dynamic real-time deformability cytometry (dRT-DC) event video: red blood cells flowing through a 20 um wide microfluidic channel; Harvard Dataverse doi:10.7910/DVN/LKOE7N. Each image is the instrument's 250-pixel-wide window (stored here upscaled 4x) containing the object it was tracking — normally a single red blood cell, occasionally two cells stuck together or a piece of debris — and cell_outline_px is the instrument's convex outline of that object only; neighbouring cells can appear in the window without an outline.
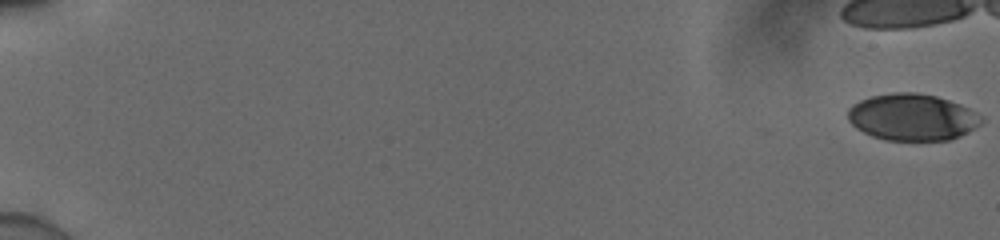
{"species": "human", "species_latin": "Homo sapiens", "temperature_condition": "cold", "stored_images_in_passage": 27, "camera_frame_rate_fps": 3000, "um_per_image_px": 0.085, "donor": {"sex": "male"}, "frame": {"image": 1, "passage_image": 1, "time_ms": 0.0, "image_size_px": [1000, 240], "cell_outline_px": [[984, 120], [980, 124], [960, 136], [948, 140], [884, 140], [872, 136], [856, 128], [848, 120], [848, 108], [852, 104], [860, 100], [872, 96], [896, 92], [916, 92], [936, 96], [960, 104], [968, 108], [980, 116]], "centroid_in_image_um": [77.51, 9.96], "position_along_channel_um": 7.5, "area_um2": 36.18}}